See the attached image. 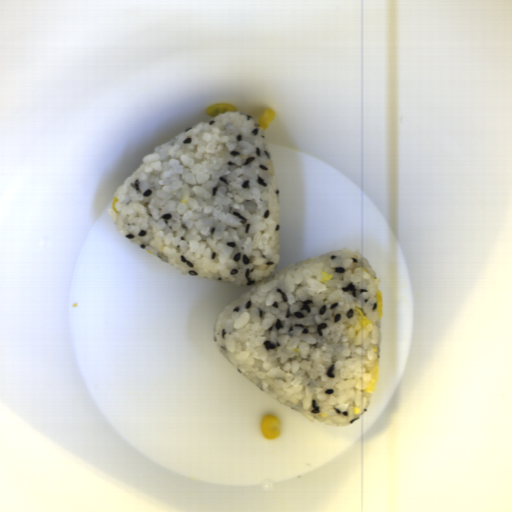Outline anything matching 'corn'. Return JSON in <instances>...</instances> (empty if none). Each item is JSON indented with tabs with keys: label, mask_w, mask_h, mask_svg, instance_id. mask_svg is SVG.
<instances>
[{
	"label": "corn",
	"mask_w": 512,
	"mask_h": 512,
	"mask_svg": "<svg viewBox=\"0 0 512 512\" xmlns=\"http://www.w3.org/2000/svg\"><path fill=\"white\" fill-rule=\"evenodd\" d=\"M282 430L279 417L274 414L264 415L260 423V432L266 440L278 438Z\"/></svg>",
	"instance_id": "1"
},
{
	"label": "corn",
	"mask_w": 512,
	"mask_h": 512,
	"mask_svg": "<svg viewBox=\"0 0 512 512\" xmlns=\"http://www.w3.org/2000/svg\"><path fill=\"white\" fill-rule=\"evenodd\" d=\"M237 109L230 103H218L209 106L205 113L210 117H217L219 114H226L227 112H235Z\"/></svg>",
	"instance_id": "2"
},
{
	"label": "corn",
	"mask_w": 512,
	"mask_h": 512,
	"mask_svg": "<svg viewBox=\"0 0 512 512\" xmlns=\"http://www.w3.org/2000/svg\"><path fill=\"white\" fill-rule=\"evenodd\" d=\"M356 315L360 318V328L359 330H356V336L361 330H368L374 327L370 319L362 312L359 306L356 307Z\"/></svg>",
	"instance_id": "3"
},
{
	"label": "corn",
	"mask_w": 512,
	"mask_h": 512,
	"mask_svg": "<svg viewBox=\"0 0 512 512\" xmlns=\"http://www.w3.org/2000/svg\"><path fill=\"white\" fill-rule=\"evenodd\" d=\"M371 379L368 382L365 391L368 393H375L378 382L379 365H375L370 371Z\"/></svg>",
	"instance_id": "4"
},
{
	"label": "corn",
	"mask_w": 512,
	"mask_h": 512,
	"mask_svg": "<svg viewBox=\"0 0 512 512\" xmlns=\"http://www.w3.org/2000/svg\"><path fill=\"white\" fill-rule=\"evenodd\" d=\"M274 116H275V111L272 108L265 109L258 121L261 128L266 130L269 127Z\"/></svg>",
	"instance_id": "5"
},
{
	"label": "corn",
	"mask_w": 512,
	"mask_h": 512,
	"mask_svg": "<svg viewBox=\"0 0 512 512\" xmlns=\"http://www.w3.org/2000/svg\"><path fill=\"white\" fill-rule=\"evenodd\" d=\"M376 299L375 303L377 304L376 309L379 310V320L383 317V302H382V291L378 289L376 294L373 296Z\"/></svg>",
	"instance_id": "6"
},
{
	"label": "corn",
	"mask_w": 512,
	"mask_h": 512,
	"mask_svg": "<svg viewBox=\"0 0 512 512\" xmlns=\"http://www.w3.org/2000/svg\"><path fill=\"white\" fill-rule=\"evenodd\" d=\"M321 274H322V280L320 282L323 283V282H328V281L332 280V277H333L332 274L326 273V272H323V271H321Z\"/></svg>",
	"instance_id": "7"
},
{
	"label": "corn",
	"mask_w": 512,
	"mask_h": 512,
	"mask_svg": "<svg viewBox=\"0 0 512 512\" xmlns=\"http://www.w3.org/2000/svg\"><path fill=\"white\" fill-rule=\"evenodd\" d=\"M117 201H119L118 197H114V200H113V202L111 204V208H112V210L115 211V213H118V211L116 210V202Z\"/></svg>",
	"instance_id": "8"
}]
</instances>
